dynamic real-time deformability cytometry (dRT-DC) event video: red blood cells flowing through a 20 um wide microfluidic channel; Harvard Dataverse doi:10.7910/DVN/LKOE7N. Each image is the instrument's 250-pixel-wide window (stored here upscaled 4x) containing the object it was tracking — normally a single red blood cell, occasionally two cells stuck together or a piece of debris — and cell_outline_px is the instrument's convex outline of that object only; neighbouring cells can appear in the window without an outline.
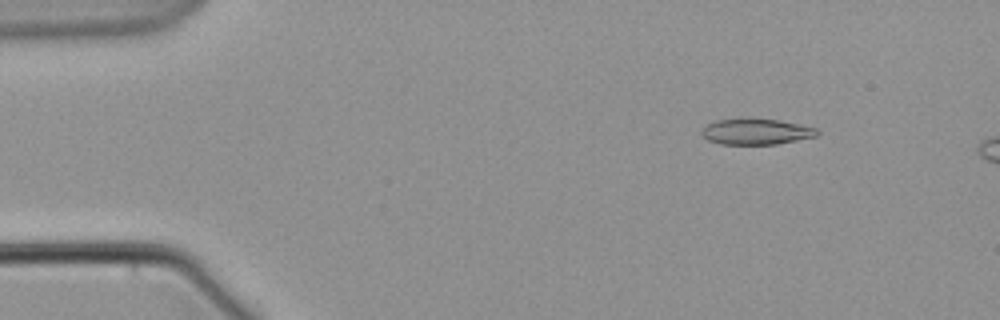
{"species": "common noctule bat (a hibernating species)", "species_latin": "Nyctalus noctula", "temperature_condition": "warm", "stored_images_in_passage": 5, "camera_frame_rate_fps": 3000, "um_per_image_px": 0.085, "animal": {"sex": "male", "body_mass_g": 21.5, "forearm_length_mm": 52.0}, "frame": {"image": 1, "passage_image": 2, "time_ms": 1.333, "image_size_px": [1000, 320], "cell_outline_px": [[820, 132], [816, 136], [776, 144], [720, 144], [708, 140], [700, 132], [708, 124], [716, 120], [780, 120], [816, 128]], "centroid_in_image_um": [64.29, 11.21], "position_along_channel_um": 20.7, "area_um2": 16.82}}